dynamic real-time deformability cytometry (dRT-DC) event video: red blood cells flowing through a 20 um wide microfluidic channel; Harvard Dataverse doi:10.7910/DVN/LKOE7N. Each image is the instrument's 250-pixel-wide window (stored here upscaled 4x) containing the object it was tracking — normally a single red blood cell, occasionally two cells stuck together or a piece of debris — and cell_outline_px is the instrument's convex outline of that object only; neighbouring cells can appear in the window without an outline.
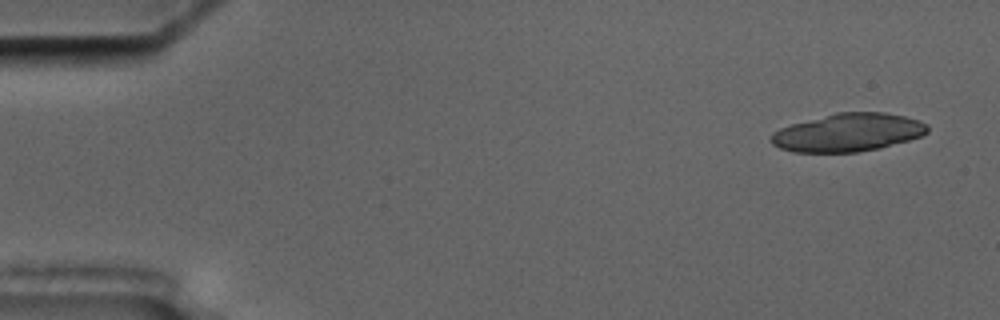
{"species": "common noctule bat (a hibernating species)", "species_latin": "Nyctalus noctula", "temperature_condition": "cold", "stored_images_in_passage": 6, "camera_frame_rate_fps": 3000, "um_per_image_px": 0.085, "animal": {"sex": "male", "body_mass_g": 17.5, "forearm_length_mm": 52.3}, "frame": {"image": 1, "passage_image": 1, "time_ms": 0.0, "image_size_px": [1000, 320], "cell_outline_px": [[928, 132], [920, 136], [908, 140], [880, 148], [856, 152], [792, 152], [780, 148], [772, 144], [768, 140], [772, 132], [780, 128], [792, 124], [836, 112], [884, 112], [904, 116], [928, 124]], "centroid_in_image_um": [72.04, 11.26], "position_along_channel_um": 13.0, "area_um2": 34.68}}